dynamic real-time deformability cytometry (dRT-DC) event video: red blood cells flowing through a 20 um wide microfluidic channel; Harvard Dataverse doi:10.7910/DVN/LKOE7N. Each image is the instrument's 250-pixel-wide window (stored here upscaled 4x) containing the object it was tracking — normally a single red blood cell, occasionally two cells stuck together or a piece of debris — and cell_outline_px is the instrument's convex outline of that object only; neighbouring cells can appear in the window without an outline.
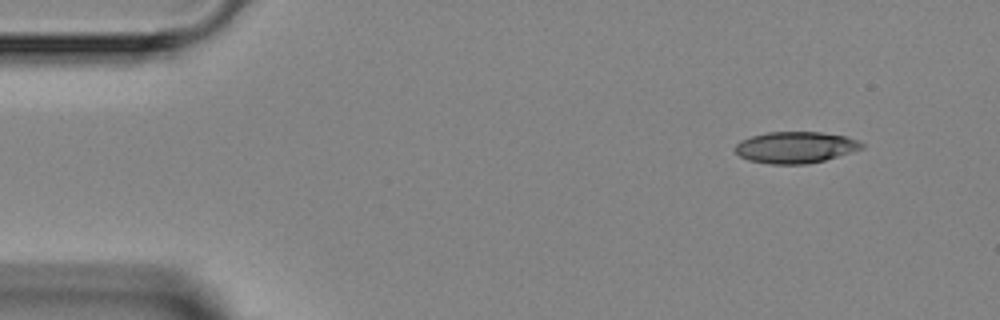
{"species": "Egyptian fruit bat (a non-hibernating species)", "species_latin": "Rousettus aegyptiacus", "temperature_condition": "room temperature", "stored_images_in_passage": 4, "camera_frame_rate_fps": 3000, "um_per_image_px": 0.085, "animal": {"sex": "female"}, "frame": {"image": 1, "passage_image": 1, "time_ms": 0.0, "image_size_px": [1000, 320], "cell_outline_px": [[864, 148], [824, 160], [808, 164], [772, 164], [748, 160], [740, 156], [736, 152], [736, 144], [740, 140], [752, 136], [768, 132], [820, 132], [844, 136], [856, 140], [864, 144]], "centroid_in_image_um": [67.6, 12.53], "position_along_channel_um": 17.4, "area_um2": 23.0}}
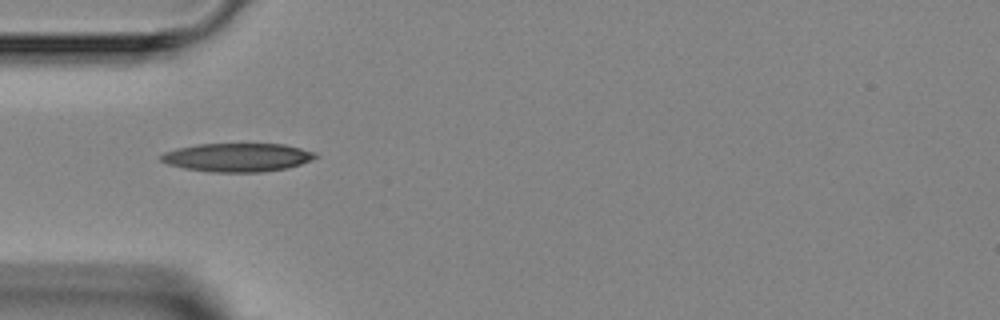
{"frame": {"image": 2, "passage_image": 4, "time_ms": 3.333, "image_size_px": [1000, 320], "cell_outline_px": [[320, 156], [312, 160], [288, 168], [264, 172], [212, 172], [184, 168], [168, 164], [160, 160], [160, 156], [164, 152], [176, 148], [196, 144], [284, 144], [316, 152]], "centroid_in_image_um": [20.2, 13.38], "position_along_channel_um": 64.8, "area_um2": 25.84}}